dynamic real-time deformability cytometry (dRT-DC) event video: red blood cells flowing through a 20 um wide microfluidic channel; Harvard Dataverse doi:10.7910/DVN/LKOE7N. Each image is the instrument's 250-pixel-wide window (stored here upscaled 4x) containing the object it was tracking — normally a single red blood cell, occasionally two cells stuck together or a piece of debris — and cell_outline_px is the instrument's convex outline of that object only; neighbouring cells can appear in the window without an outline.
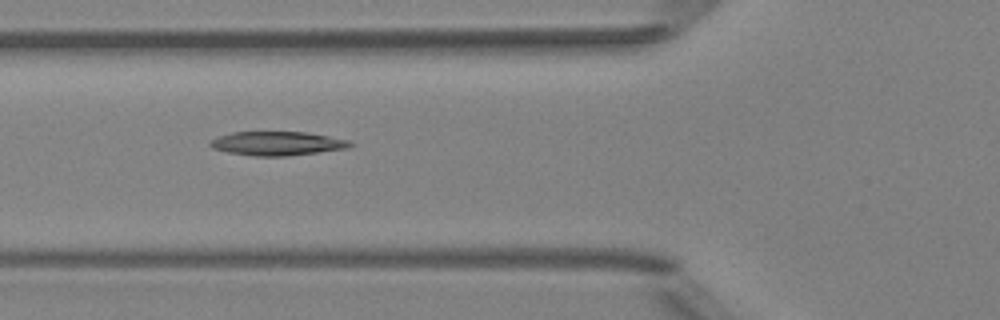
{"species": "Egyptian fruit bat (a non-hibernating species)", "species_latin": "Rousettus aegyptiacus", "temperature_condition": "room temperature", "stored_images_in_passage": 9, "camera_frame_rate_fps": 3000, "um_per_image_px": 0.085, "animal": {"sex": "female"}, "frame": {"image": 1, "passage_image": 8, "time_ms": 8.0, "image_size_px": [1000, 320], "cell_outline_px": [[356, 144], [348, 148], [288, 156], [256, 156], [228, 152], [212, 148], [208, 144], [216, 136], [232, 132], [308, 132], [348, 140]], "centroid_in_image_um": [23.57, 12.19], "position_along_channel_um": 102.2, "area_um2": 19.54}}
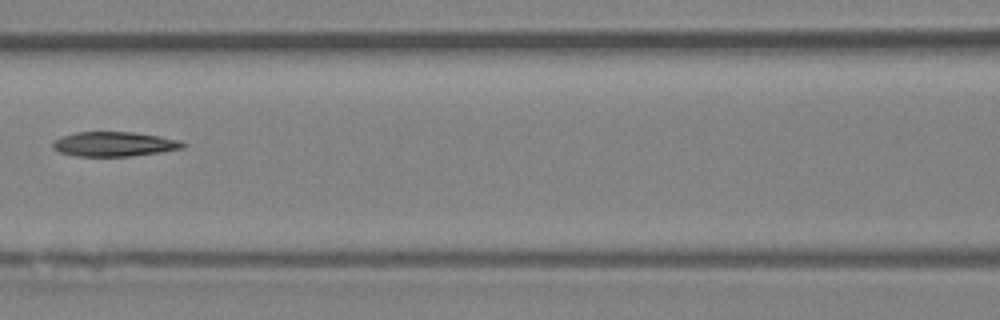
{"frame": {"image": 2, "passage_image": 9, "time_ms": 9.333, "image_size_px": [1000, 320], "cell_outline_px": [[188, 144], [184, 148], [160, 152], [132, 156], [76, 156], [60, 152], [52, 148], [52, 144], [60, 136], [76, 132], [132, 132], [160, 136], [180, 140]], "centroid_in_image_um": [9.73, 12.24], "position_along_channel_um": 156.9, "area_um2": 18.73}}